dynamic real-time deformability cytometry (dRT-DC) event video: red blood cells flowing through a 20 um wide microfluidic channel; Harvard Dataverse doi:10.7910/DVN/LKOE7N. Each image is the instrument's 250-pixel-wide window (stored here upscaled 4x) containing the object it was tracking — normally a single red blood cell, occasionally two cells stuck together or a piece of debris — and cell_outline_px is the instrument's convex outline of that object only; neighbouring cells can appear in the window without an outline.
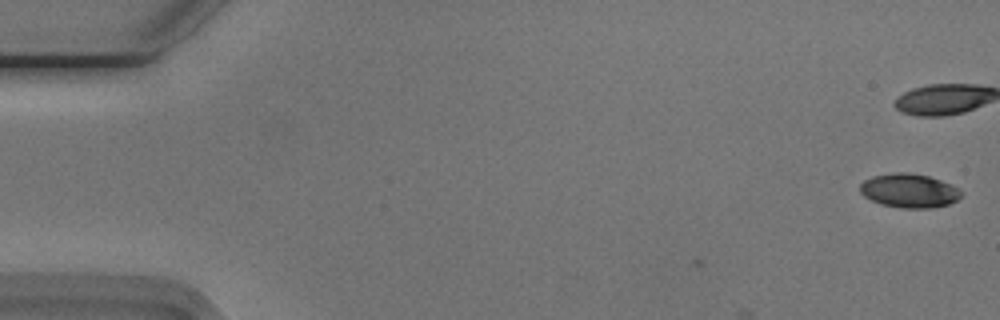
{"species": "Egyptian fruit bat (a non-hibernating species)", "species_latin": "Rousettus aegyptiacus", "temperature_condition": "cold", "stored_images_in_passage": 3, "camera_frame_rate_fps": 3000, "um_per_image_px": 0.085, "animal": {"sex": "male"}, "frame": {"image": 1, "passage_image": 3, "time_ms": 0.667, "image_size_px": [1000, 320], "cell_outline_px": [[964, 192], [956, 200], [948, 204], [932, 208], [900, 208], [880, 204], [864, 196], [860, 192], [860, 184], [864, 180], [872, 176], [896, 172], [908, 172], [928, 176], [940, 180], [960, 188]], "centroid_in_image_um": [77.28, 16.21], "position_along_channel_um": 7.7, "area_um2": 20.11}}